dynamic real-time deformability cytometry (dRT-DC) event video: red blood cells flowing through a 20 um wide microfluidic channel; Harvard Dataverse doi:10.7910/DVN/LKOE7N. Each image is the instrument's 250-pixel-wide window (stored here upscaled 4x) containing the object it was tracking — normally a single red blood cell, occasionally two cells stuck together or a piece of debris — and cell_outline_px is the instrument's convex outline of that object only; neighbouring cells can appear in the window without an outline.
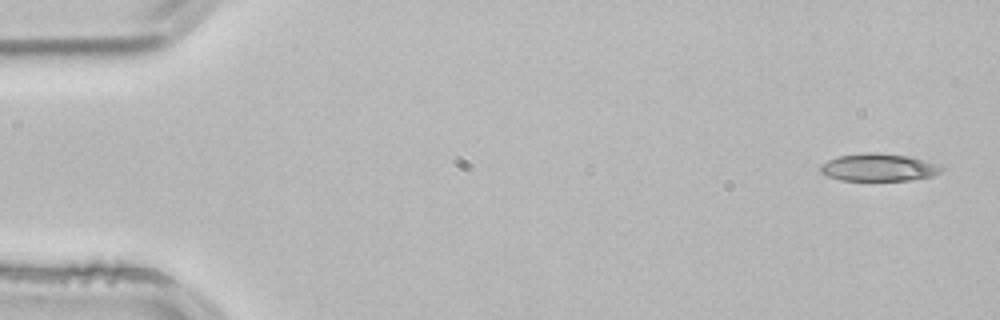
{"species": "common noctule bat (a hibernating species)", "species_latin": "Nyctalus noctula", "temperature_condition": "room temperature", "stored_images_in_passage": 3, "camera_frame_rate_fps": 3000, "um_per_image_px": 0.085, "animal": {"sex": "male", "body_mass_g": 21.5, "forearm_length_mm": 52.0}, "frame": {"image": 1, "passage_image": 1, "time_ms": 0.0, "image_size_px": [1000, 320], "cell_outline_px": [[944, 172], [932, 176], [912, 180], [840, 180], [828, 176], [820, 172], [820, 164], [836, 156], [868, 152], [876, 152], [908, 156], [944, 168]], "centroid_in_image_um": [74.63, 14.23], "position_along_channel_um": 10.4, "area_um2": 19.31}}